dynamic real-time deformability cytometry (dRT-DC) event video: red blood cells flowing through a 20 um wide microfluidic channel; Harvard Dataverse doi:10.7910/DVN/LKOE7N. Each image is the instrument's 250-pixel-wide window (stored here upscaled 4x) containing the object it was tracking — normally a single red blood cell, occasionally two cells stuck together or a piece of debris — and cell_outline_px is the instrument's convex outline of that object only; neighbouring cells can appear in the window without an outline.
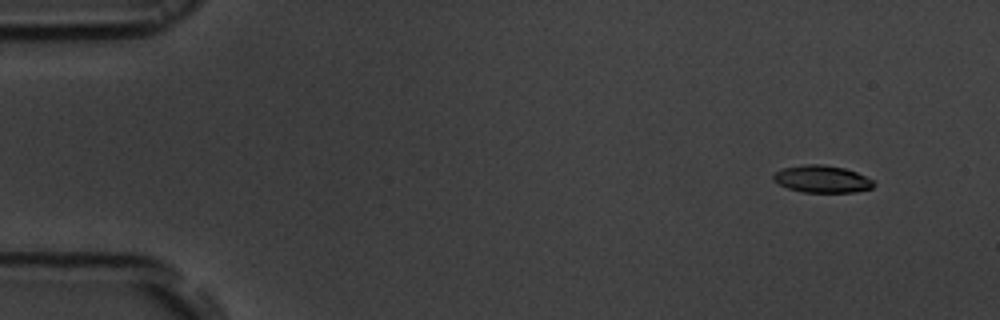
{"species": "common noctule bat (a hibernating species)", "species_latin": "Nyctalus noctula", "temperature_condition": "room temperature", "stored_images_in_passage": 54, "camera_frame_rate_fps": 3000, "um_per_image_px": 0.085, "animal": {"sex": "male", "body_mass_g": 19.5, "forearm_length_mm": 54.6}, "frame": {"image": 1, "passage_image": 5, "time_ms": 1.333, "image_size_px": [1000, 320], "cell_outline_px": [[876, 184], [872, 188], [856, 192], [804, 192], [788, 188], [772, 180], [772, 176], [776, 172], [784, 168], [804, 164], [824, 164], [844, 168], [856, 172], [872, 180]], "centroid_in_image_um": [69.88, 15.22], "position_along_channel_um": 15.1, "area_um2": 15.84}}
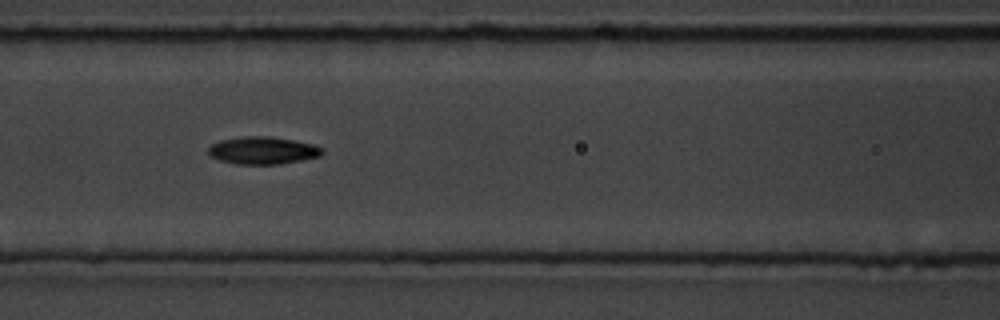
{"frame": {"image": 2, "passage_image": 24, "time_ms": 7.667, "image_size_px": [1000, 320], "cell_outline_px": [[324, 152], [320, 156], [280, 164], [236, 164], [220, 160], [208, 156], [208, 148], [212, 144], [220, 140], [244, 136], [268, 136], [292, 140], [312, 144], [324, 148]], "centroid_in_image_um": [22.31, 12.79], "position_along_channel_um": 144.3, "area_um2": 18.21}}
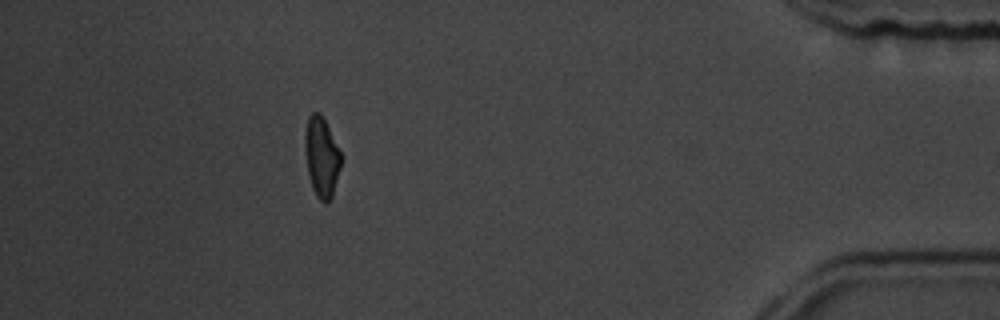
{"frame": {"image": 3, "passage_image": 49, "time_ms": 16.0, "image_size_px": [1000, 320], "cell_outline_px": [[340, 168], [332, 196], [324, 204], [316, 196], [312, 188], [308, 172], [304, 148], [304, 132], [308, 116], [312, 112], [320, 112], [340, 152]], "centroid_in_image_um": [27.3, 13.33], "position_along_channel_um": 407.9, "area_um2": 16.59}, "authors_computed_cell_mechanics": {"area_um2": 17.1955, "velocity_mm_per_s": 3.7967, "shape_relaxation_time_tau1_ms": 3.2987, "shape_relaxation_time_tau2_ms": 4.5318, "deformation_change_tau1": 0.1335, "deformation_change_tau2": 0.1107}}